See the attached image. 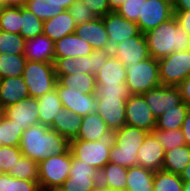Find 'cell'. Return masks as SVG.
<instances>
[{"label": "cell", "instance_id": "obj_33", "mask_svg": "<svg viewBox=\"0 0 190 191\" xmlns=\"http://www.w3.org/2000/svg\"><path fill=\"white\" fill-rule=\"evenodd\" d=\"M56 77L57 81L68 89L75 88L85 94H95L96 79L93 74L77 73Z\"/></svg>", "mask_w": 190, "mask_h": 191}, {"label": "cell", "instance_id": "obj_41", "mask_svg": "<svg viewBox=\"0 0 190 191\" xmlns=\"http://www.w3.org/2000/svg\"><path fill=\"white\" fill-rule=\"evenodd\" d=\"M159 141L165 151L186 145L182 129L159 130L154 128L151 132Z\"/></svg>", "mask_w": 190, "mask_h": 191}, {"label": "cell", "instance_id": "obj_12", "mask_svg": "<svg viewBox=\"0 0 190 191\" xmlns=\"http://www.w3.org/2000/svg\"><path fill=\"white\" fill-rule=\"evenodd\" d=\"M112 55L118 58L126 68L150 57L144 33L125 39L114 45Z\"/></svg>", "mask_w": 190, "mask_h": 191}, {"label": "cell", "instance_id": "obj_7", "mask_svg": "<svg viewBox=\"0 0 190 191\" xmlns=\"http://www.w3.org/2000/svg\"><path fill=\"white\" fill-rule=\"evenodd\" d=\"M71 167V151L65 154L50 155L38 163V182L41 191L59 188L68 178Z\"/></svg>", "mask_w": 190, "mask_h": 191}, {"label": "cell", "instance_id": "obj_29", "mask_svg": "<svg viewBox=\"0 0 190 191\" xmlns=\"http://www.w3.org/2000/svg\"><path fill=\"white\" fill-rule=\"evenodd\" d=\"M109 127L98 113H91L83 117L79 133L75 139L84 141H98Z\"/></svg>", "mask_w": 190, "mask_h": 191}, {"label": "cell", "instance_id": "obj_57", "mask_svg": "<svg viewBox=\"0 0 190 191\" xmlns=\"http://www.w3.org/2000/svg\"><path fill=\"white\" fill-rule=\"evenodd\" d=\"M180 177L183 181H190V163L182 171V173L180 174Z\"/></svg>", "mask_w": 190, "mask_h": 191}, {"label": "cell", "instance_id": "obj_9", "mask_svg": "<svg viewBox=\"0 0 190 191\" xmlns=\"http://www.w3.org/2000/svg\"><path fill=\"white\" fill-rule=\"evenodd\" d=\"M99 185V171L71 153V167L68 178L61 188L64 191H92Z\"/></svg>", "mask_w": 190, "mask_h": 191}, {"label": "cell", "instance_id": "obj_42", "mask_svg": "<svg viewBox=\"0 0 190 191\" xmlns=\"http://www.w3.org/2000/svg\"><path fill=\"white\" fill-rule=\"evenodd\" d=\"M0 191H41L39 182L0 175Z\"/></svg>", "mask_w": 190, "mask_h": 191}, {"label": "cell", "instance_id": "obj_24", "mask_svg": "<svg viewBox=\"0 0 190 191\" xmlns=\"http://www.w3.org/2000/svg\"><path fill=\"white\" fill-rule=\"evenodd\" d=\"M96 84L112 85L126 83V66L114 55H111L95 75Z\"/></svg>", "mask_w": 190, "mask_h": 191}, {"label": "cell", "instance_id": "obj_22", "mask_svg": "<svg viewBox=\"0 0 190 191\" xmlns=\"http://www.w3.org/2000/svg\"><path fill=\"white\" fill-rule=\"evenodd\" d=\"M76 23L68 10L44 21L43 34L49 37L54 43L66 35L73 34Z\"/></svg>", "mask_w": 190, "mask_h": 191}, {"label": "cell", "instance_id": "obj_8", "mask_svg": "<svg viewBox=\"0 0 190 191\" xmlns=\"http://www.w3.org/2000/svg\"><path fill=\"white\" fill-rule=\"evenodd\" d=\"M158 64L161 85L178 86L190 75V50L173 52Z\"/></svg>", "mask_w": 190, "mask_h": 191}, {"label": "cell", "instance_id": "obj_4", "mask_svg": "<svg viewBox=\"0 0 190 191\" xmlns=\"http://www.w3.org/2000/svg\"><path fill=\"white\" fill-rule=\"evenodd\" d=\"M115 130H108L102 134L98 141L70 140V151L72 155L88 163L100 171L109 163L111 148L115 145Z\"/></svg>", "mask_w": 190, "mask_h": 191}, {"label": "cell", "instance_id": "obj_62", "mask_svg": "<svg viewBox=\"0 0 190 191\" xmlns=\"http://www.w3.org/2000/svg\"><path fill=\"white\" fill-rule=\"evenodd\" d=\"M0 146H2V141H1V118H0Z\"/></svg>", "mask_w": 190, "mask_h": 191}, {"label": "cell", "instance_id": "obj_56", "mask_svg": "<svg viewBox=\"0 0 190 191\" xmlns=\"http://www.w3.org/2000/svg\"><path fill=\"white\" fill-rule=\"evenodd\" d=\"M27 0H1L4 6H24Z\"/></svg>", "mask_w": 190, "mask_h": 191}, {"label": "cell", "instance_id": "obj_38", "mask_svg": "<svg viewBox=\"0 0 190 191\" xmlns=\"http://www.w3.org/2000/svg\"><path fill=\"white\" fill-rule=\"evenodd\" d=\"M24 7L33 12L43 22L64 11L61 6L50 0H27Z\"/></svg>", "mask_w": 190, "mask_h": 191}, {"label": "cell", "instance_id": "obj_51", "mask_svg": "<svg viewBox=\"0 0 190 191\" xmlns=\"http://www.w3.org/2000/svg\"><path fill=\"white\" fill-rule=\"evenodd\" d=\"M177 87L180 90L182 101L190 107V75Z\"/></svg>", "mask_w": 190, "mask_h": 191}, {"label": "cell", "instance_id": "obj_59", "mask_svg": "<svg viewBox=\"0 0 190 191\" xmlns=\"http://www.w3.org/2000/svg\"><path fill=\"white\" fill-rule=\"evenodd\" d=\"M92 191H110L107 188L101 186L100 184Z\"/></svg>", "mask_w": 190, "mask_h": 191}, {"label": "cell", "instance_id": "obj_32", "mask_svg": "<svg viewBox=\"0 0 190 191\" xmlns=\"http://www.w3.org/2000/svg\"><path fill=\"white\" fill-rule=\"evenodd\" d=\"M189 106L182 101L179 105L166 110L156 119V128L159 130H173L182 127Z\"/></svg>", "mask_w": 190, "mask_h": 191}, {"label": "cell", "instance_id": "obj_25", "mask_svg": "<svg viewBox=\"0 0 190 191\" xmlns=\"http://www.w3.org/2000/svg\"><path fill=\"white\" fill-rule=\"evenodd\" d=\"M128 168L114 163H107L99 171V184L110 191H126Z\"/></svg>", "mask_w": 190, "mask_h": 191}, {"label": "cell", "instance_id": "obj_6", "mask_svg": "<svg viewBox=\"0 0 190 191\" xmlns=\"http://www.w3.org/2000/svg\"><path fill=\"white\" fill-rule=\"evenodd\" d=\"M22 77L29 95L34 98L52 91L57 82L54 63L27 60Z\"/></svg>", "mask_w": 190, "mask_h": 191}, {"label": "cell", "instance_id": "obj_61", "mask_svg": "<svg viewBox=\"0 0 190 191\" xmlns=\"http://www.w3.org/2000/svg\"><path fill=\"white\" fill-rule=\"evenodd\" d=\"M47 191H64V190L61 187H59V188H52Z\"/></svg>", "mask_w": 190, "mask_h": 191}, {"label": "cell", "instance_id": "obj_15", "mask_svg": "<svg viewBox=\"0 0 190 191\" xmlns=\"http://www.w3.org/2000/svg\"><path fill=\"white\" fill-rule=\"evenodd\" d=\"M4 116L14 121L23 131L39 124V107L37 98L27 97L4 108Z\"/></svg>", "mask_w": 190, "mask_h": 191}, {"label": "cell", "instance_id": "obj_54", "mask_svg": "<svg viewBox=\"0 0 190 191\" xmlns=\"http://www.w3.org/2000/svg\"><path fill=\"white\" fill-rule=\"evenodd\" d=\"M110 12H117V10L124 4L125 0H108Z\"/></svg>", "mask_w": 190, "mask_h": 191}, {"label": "cell", "instance_id": "obj_2", "mask_svg": "<svg viewBox=\"0 0 190 191\" xmlns=\"http://www.w3.org/2000/svg\"><path fill=\"white\" fill-rule=\"evenodd\" d=\"M150 57L161 59L173 52L190 50V35L178 24L175 16L144 33Z\"/></svg>", "mask_w": 190, "mask_h": 191}, {"label": "cell", "instance_id": "obj_35", "mask_svg": "<svg viewBox=\"0 0 190 191\" xmlns=\"http://www.w3.org/2000/svg\"><path fill=\"white\" fill-rule=\"evenodd\" d=\"M0 30L20 34L21 6H3L0 12Z\"/></svg>", "mask_w": 190, "mask_h": 191}, {"label": "cell", "instance_id": "obj_55", "mask_svg": "<svg viewBox=\"0 0 190 191\" xmlns=\"http://www.w3.org/2000/svg\"><path fill=\"white\" fill-rule=\"evenodd\" d=\"M54 4L61 6L64 10H68V8L76 1V0H50Z\"/></svg>", "mask_w": 190, "mask_h": 191}, {"label": "cell", "instance_id": "obj_16", "mask_svg": "<svg viewBox=\"0 0 190 191\" xmlns=\"http://www.w3.org/2000/svg\"><path fill=\"white\" fill-rule=\"evenodd\" d=\"M101 18L108 33L111 48L141 33L136 22L125 19L117 12H109Z\"/></svg>", "mask_w": 190, "mask_h": 191}, {"label": "cell", "instance_id": "obj_27", "mask_svg": "<svg viewBox=\"0 0 190 191\" xmlns=\"http://www.w3.org/2000/svg\"><path fill=\"white\" fill-rule=\"evenodd\" d=\"M92 53L82 57L54 58L56 76H64L77 73L91 74Z\"/></svg>", "mask_w": 190, "mask_h": 191}, {"label": "cell", "instance_id": "obj_31", "mask_svg": "<svg viewBox=\"0 0 190 191\" xmlns=\"http://www.w3.org/2000/svg\"><path fill=\"white\" fill-rule=\"evenodd\" d=\"M155 172L139 165L128 168L126 191H153Z\"/></svg>", "mask_w": 190, "mask_h": 191}, {"label": "cell", "instance_id": "obj_37", "mask_svg": "<svg viewBox=\"0 0 190 191\" xmlns=\"http://www.w3.org/2000/svg\"><path fill=\"white\" fill-rule=\"evenodd\" d=\"M153 191H183V180L179 174L164 170L156 171L153 178Z\"/></svg>", "mask_w": 190, "mask_h": 191}, {"label": "cell", "instance_id": "obj_39", "mask_svg": "<svg viewBox=\"0 0 190 191\" xmlns=\"http://www.w3.org/2000/svg\"><path fill=\"white\" fill-rule=\"evenodd\" d=\"M14 178L38 182V163L26 156H21L13 169L7 173Z\"/></svg>", "mask_w": 190, "mask_h": 191}, {"label": "cell", "instance_id": "obj_53", "mask_svg": "<svg viewBox=\"0 0 190 191\" xmlns=\"http://www.w3.org/2000/svg\"><path fill=\"white\" fill-rule=\"evenodd\" d=\"M173 6L174 10H190V0H176Z\"/></svg>", "mask_w": 190, "mask_h": 191}, {"label": "cell", "instance_id": "obj_19", "mask_svg": "<svg viewBox=\"0 0 190 191\" xmlns=\"http://www.w3.org/2000/svg\"><path fill=\"white\" fill-rule=\"evenodd\" d=\"M74 33L81 39L88 41L94 50L112 49L101 17H97L91 22L77 25Z\"/></svg>", "mask_w": 190, "mask_h": 191}, {"label": "cell", "instance_id": "obj_40", "mask_svg": "<svg viewBox=\"0 0 190 191\" xmlns=\"http://www.w3.org/2000/svg\"><path fill=\"white\" fill-rule=\"evenodd\" d=\"M23 130L13 120L6 116L1 117V141L2 146L19 147Z\"/></svg>", "mask_w": 190, "mask_h": 191}, {"label": "cell", "instance_id": "obj_23", "mask_svg": "<svg viewBox=\"0 0 190 191\" xmlns=\"http://www.w3.org/2000/svg\"><path fill=\"white\" fill-rule=\"evenodd\" d=\"M29 96L27 84L22 76L0 79V101L3 108Z\"/></svg>", "mask_w": 190, "mask_h": 191}, {"label": "cell", "instance_id": "obj_47", "mask_svg": "<svg viewBox=\"0 0 190 191\" xmlns=\"http://www.w3.org/2000/svg\"><path fill=\"white\" fill-rule=\"evenodd\" d=\"M143 0H125L117 13L125 19L137 22L142 17Z\"/></svg>", "mask_w": 190, "mask_h": 191}, {"label": "cell", "instance_id": "obj_21", "mask_svg": "<svg viewBox=\"0 0 190 191\" xmlns=\"http://www.w3.org/2000/svg\"><path fill=\"white\" fill-rule=\"evenodd\" d=\"M94 51L90 43L75 33L66 35L54 43L55 58L82 57Z\"/></svg>", "mask_w": 190, "mask_h": 191}, {"label": "cell", "instance_id": "obj_34", "mask_svg": "<svg viewBox=\"0 0 190 191\" xmlns=\"http://www.w3.org/2000/svg\"><path fill=\"white\" fill-rule=\"evenodd\" d=\"M26 62L23 54L0 53V79L22 76Z\"/></svg>", "mask_w": 190, "mask_h": 191}, {"label": "cell", "instance_id": "obj_43", "mask_svg": "<svg viewBox=\"0 0 190 191\" xmlns=\"http://www.w3.org/2000/svg\"><path fill=\"white\" fill-rule=\"evenodd\" d=\"M25 39L21 34L0 30V53L18 55L24 52Z\"/></svg>", "mask_w": 190, "mask_h": 191}, {"label": "cell", "instance_id": "obj_30", "mask_svg": "<svg viewBox=\"0 0 190 191\" xmlns=\"http://www.w3.org/2000/svg\"><path fill=\"white\" fill-rule=\"evenodd\" d=\"M190 163V147L188 145L179 146L165 151L162 170L181 174Z\"/></svg>", "mask_w": 190, "mask_h": 191}, {"label": "cell", "instance_id": "obj_1", "mask_svg": "<svg viewBox=\"0 0 190 191\" xmlns=\"http://www.w3.org/2000/svg\"><path fill=\"white\" fill-rule=\"evenodd\" d=\"M19 148L23 156L40 163L50 155L67 153L70 140L48 126L36 124L23 131Z\"/></svg>", "mask_w": 190, "mask_h": 191}, {"label": "cell", "instance_id": "obj_18", "mask_svg": "<svg viewBox=\"0 0 190 191\" xmlns=\"http://www.w3.org/2000/svg\"><path fill=\"white\" fill-rule=\"evenodd\" d=\"M165 150L152 133H149L140 146L137 165L154 172L162 170Z\"/></svg>", "mask_w": 190, "mask_h": 191}, {"label": "cell", "instance_id": "obj_20", "mask_svg": "<svg viewBox=\"0 0 190 191\" xmlns=\"http://www.w3.org/2000/svg\"><path fill=\"white\" fill-rule=\"evenodd\" d=\"M23 55L27 60L54 63V42L43 33L25 40Z\"/></svg>", "mask_w": 190, "mask_h": 191}, {"label": "cell", "instance_id": "obj_17", "mask_svg": "<svg viewBox=\"0 0 190 191\" xmlns=\"http://www.w3.org/2000/svg\"><path fill=\"white\" fill-rule=\"evenodd\" d=\"M126 101L121 98L104 97L97 99V113L106 122L110 130H119L126 125Z\"/></svg>", "mask_w": 190, "mask_h": 191}, {"label": "cell", "instance_id": "obj_14", "mask_svg": "<svg viewBox=\"0 0 190 191\" xmlns=\"http://www.w3.org/2000/svg\"><path fill=\"white\" fill-rule=\"evenodd\" d=\"M142 95L156 119L166 110L174 108L182 102L181 93L177 86L160 85Z\"/></svg>", "mask_w": 190, "mask_h": 191}, {"label": "cell", "instance_id": "obj_63", "mask_svg": "<svg viewBox=\"0 0 190 191\" xmlns=\"http://www.w3.org/2000/svg\"><path fill=\"white\" fill-rule=\"evenodd\" d=\"M3 6H4V5L2 4V2H1V0H0V12H1Z\"/></svg>", "mask_w": 190, "mask_h": 191}, {"label": "cell", "instance_id": "obj_5", "mask_svg": "<svg viewBox=\"0 0 190 191\" xmlns=\"http://www.w3.org/2000/svg\"><path fill=\"white\" fill-rule=\"evenodd\" d=\"M126 69V85L131 95H142L161 85L158 60L153 57L130 65Z\"/></svg>", "mask_w": 190, "mask_h": 191}, {"label": "cell", "instance_id": "obj_36", "mask_svg": "<svg viewBox=\"0 0 190 191\" xmlns=\"http://www.w3.org/2000/svg\"><path fill=\"white\" fill-rule=\"evenodd\" d=\"M43 21L26 7L21 6V30L20 34L25 40L35 38L43 33Z\"/></svg>", "mask_w": 190, "mask_h": 191}, {"label": "cell", "instance_id": "obj_10", "mask_svg": "<svg viewBox=\"0 0 190 191\" xmlns=\"http://www.w3.org/2000/svg\"><path fill=\"white\" fill-rule=\"evenodd\" d=\"M174 16V6L169 0H143L142 17L136 22L145 33Z\"/></svg>", "mask_w": 190, "mask_h": 191}, {"label": "cell", "instance_id": "obj_13", "mask_svg": "<svg viewBox=\"0 0 190 191\" xmlns=\"http://www.w3.org/2000/svg\"><path fill=\"white\" fill-rule=\"evenodd\" d=\"M126 125L143 129L149 133L156 128V118L153 116L143 95H131L125 107Z\"/></svg>", "mask_w": 190, "mask_h": 191}, {"label": "cell", "instance_id": "obj_58", "mask_svg": "<svg viewBox=\"0 0 190 191\" xmlns=\"http://www.w3.org/2000/svg\"><path fill=\"white\" fill-rule=\"evenodd\" d=\"M183 191H190V181H183Z\"/></svg>", "mask_w": 190, "mask_h": 191}, {"label": "cell", "instance_id": "obj_48", "mask_svg": "<svg viewBox=\"0 0 190 191\" xmlns=\"http://www.w3.org/2000/svg\"><path fill=\"white\" fill-rule=\"evenodd\" d=\"M111 55V50H94L92 52L91 74L96 75Z\"/></svg>", "mask_w": 190, "mask_h": 191}, {"label": "cell", "instance_id": "obj_60", "mask_svg": "<svg viewBox=\"0 0 190 191\" xmlns=\"http://www.w3.org/2000/svg\"><path fill=\"white\" fill-rule=\"evenodd\" d=\"M4 115V108L1 104V101H0V118Z\"/></svg>", "mask_w": 190, "mask_h": 191}, {"label": "cell", "instance_id": "obj_46", "mask_svg": "<svg viewBox=\"0 0 190 191\" xmlns=\"http://www.w3.org/2000/svg\"><path fill=\"white\" fill-rule=\"evenodd\" d=\"M71 16L74 18L76 25H81L87 22H91L96 19L97 16L94 12L87 8L86 3L76 0L69 8Z\"/></svg>", "mask_w": 190, "mask_h": 191}, {"label": "cell", "instance_id": "obj_26", "mask_svg": "<svg viewBox=\"0 0 190 191\" xmlns=\"http://www.w3.org/2000/svg\"><path fill=\"white\" fill-rule=\"evenodd\" d=\"M82 121V116L63 107L60 109L58 116L54 117L53 124L50 128L67 139L72 140L77 137Z\"/></svg>", "mask_w": 190, "mask_h": 191}, {"label": "cell", "instance_id": "obj_44", "mask_svg": "<svg viewBox=\"0 0 190 191\" xmlns=\"http://www.w3.org/2000/svg\"><path fill=\"white\" fill-rule=\"evenodd\" d=\"M131 96L126 83L100 85L96 84V99H104V97L121 98L127 100Z\"/></svg>", "mask_w": 190, "mask_h": 191}, {"label": "cell", "instance_id": "obj_45", "mask_svg": "<svg viewBox=\"0 0 190 191\" xmlns=\"http://www.w3.org/2000/svg\"><path fill=\"white\" fill-rule=\"evenodd\" d=\"M19 147L0 146V169L3 173H8L13 169L22 156Z\"/></svg>", "mask_w": 190, "mask_h": 191}, {"label": "cell", "instance_id": "obj_3", "mask_svg": "<svg viewBox=\"0 0 190 191\" xmlns=\"http://www.w3.org/2000/svg\"><path fill=\"white\" fill-rule=\"evenodd\" d=\"M115 145L110 150L109 162L125 168L137 165V152L149 132L125 125L115 132Z\"/></svg>", "mask_w": 190, "mask_h": 191}, {"label": "cell", "instance_id": "obj_28", "mask_svg": "<svg viewBox=\"0 0 190 191\" xmlns=\"http://www.w3.org/2000/svg\"><path fill=\"white\" fill-rule=\"evenodd\" d=\"M39 107V124L50 127L53 124L54 117H57L60 109L63 108L58 91L54 88L52 91L37 98Z\"/></svg>", "mask_w": 190, "mask_h": 191}, {"label": "cell", "instance_id": "obj_50", "mask_svg": "<svg viewBox=\"0 0 190 191\" xmlns=\"http://www.w3.org/2000/svg\"><path fill=\"white\" fill-rule=\"evenodd\" d=\"M174 16L181 29L190 35V10H174Z\"/></svg>", "mask_w": 190, "mask_h": 191}, {"label": "cell", "instance_id": "obj_49", "mask_svg": "<svg viewBox=\"0 0 190 191\" xmlns=\"http://www.w3.org/2000/svg\"><path fill=\"white\" fill-rule=\"evenodd\" d=\"M86 3L88 9L92 10L97 17H103L110 12L108 0H80Z\"/></svg>", "mask_w": 190, "mask_h": 191}, {"label": "cell", "instance_id": "obj_52", "mask_svg": "<svg viewBox=\"0 0 190 191\" xmlns=\"http://www.w3.org/2000/svg\"><path fill=\"white\" fill-rule=\"evenodd\" d=\"M181 129L184 135L185 143L190 147V107L187 112L186 118L184 119Z\"/></svg>", "mask_w": 190, "mask_h": 191}, {"label": "cell", "instance_id": "obj_11", "mask_svg": "<svg viewBox=\"0 0 190 191\" xmlns=\"http://www.w3.org/2000/svg\"><path fill=\"white\" fill-rule=\"evenodd\" d=\"M55 88L58 91V95L62 105L65 109L72 110L75 114L82 117L97 113L98 102L95 94H85L81 90L68 89L62 86L58 81Z\"/></svg>", "mask_w": 190, "mask_h": 191}]
</instances>
